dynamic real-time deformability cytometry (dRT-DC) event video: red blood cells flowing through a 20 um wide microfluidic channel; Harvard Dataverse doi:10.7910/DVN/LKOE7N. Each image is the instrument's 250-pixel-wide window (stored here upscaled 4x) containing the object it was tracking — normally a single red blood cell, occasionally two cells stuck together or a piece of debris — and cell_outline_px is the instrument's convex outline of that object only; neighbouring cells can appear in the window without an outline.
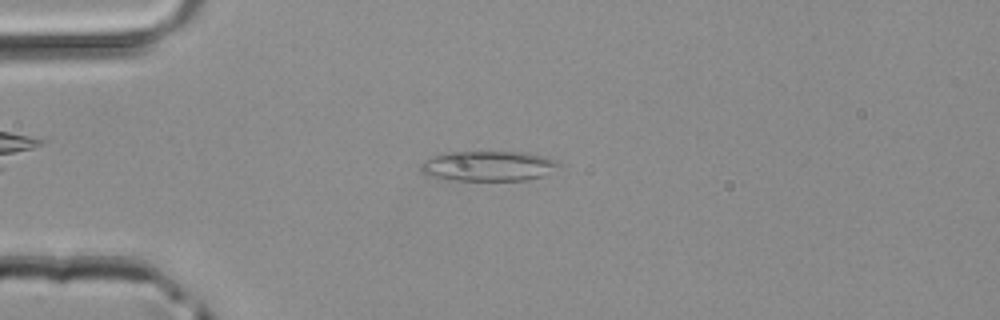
{"species": "common noctule bat (a hibernating species)", "species_latin": "Nyctalus noctula", "temperature_condition": "room temperature", "stored_images_in_passage": 38, "camera_frame_rate_fps": 3000, "um_per_image_px": 0.085, "animal": {"sex": "male", "body_mass_g": 20.4}, "frame": {"image": 1, "passage_image": 3, "time_ms": 0.667, "image_size_px": [1000, 320], "cell_outline_px": [[560, 164], [544, 176], [528, 180], [452, 180], [428, 176], [420, 168], [420, 164], [424, 160], [432, 156], [448, 152], [528, 152], [544, 156], [556, 160]], "centroid_in_image_um": [41.49, 14.11], "position_along_channel_um": 43.5, "area_um2": 24.22}}
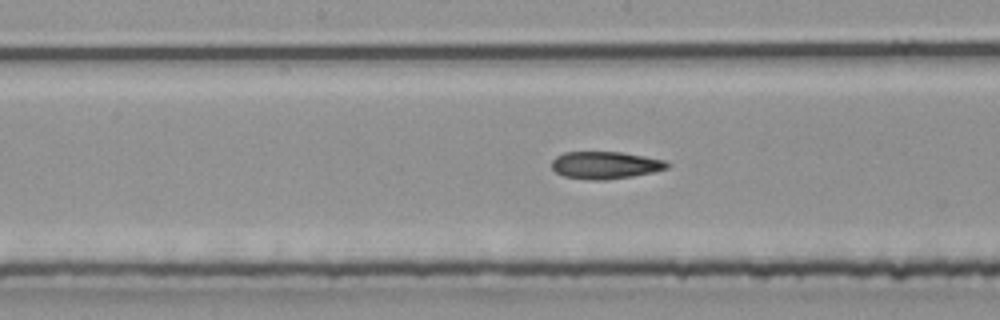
{"frame": {"image": 2, "passage_image": 15, "time_ms": 4.667, "image_size_px": [1000, 320], "cell_outline_px": [[672, 164], [668, 168], [652, 172], [632, 176], [604, 180], [588, 180], [564, 176], [556, 172], [552, 168], [552, 160], [556, 156], [564, 152], [620, 152], [644, 156], [664, 160]], "centroid_in_image_um": [51.45, 14.04], "position_along_channel_um": 196.8, "area_um2": 18.38}}
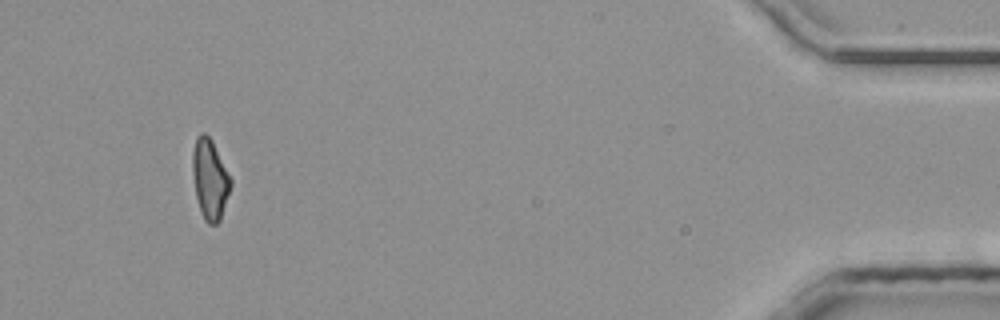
{"frame": {"image": 3, "passage_image": 35, "time_ms": 11.333, "image_size_px": [1000, 320], "cell_outline_px": [[232, 184], [220, 220], [216, 224], [208, 224], [204, 220], [196, 196], [192, 172], [192, 152], [196, 136], [200, 132], [204, 132], [212, 140], [232, 180]], "centroid_in_image_um": [17.83, 15.2], "position_along_channel_um": 417.4, "area_um2": 17.8}}